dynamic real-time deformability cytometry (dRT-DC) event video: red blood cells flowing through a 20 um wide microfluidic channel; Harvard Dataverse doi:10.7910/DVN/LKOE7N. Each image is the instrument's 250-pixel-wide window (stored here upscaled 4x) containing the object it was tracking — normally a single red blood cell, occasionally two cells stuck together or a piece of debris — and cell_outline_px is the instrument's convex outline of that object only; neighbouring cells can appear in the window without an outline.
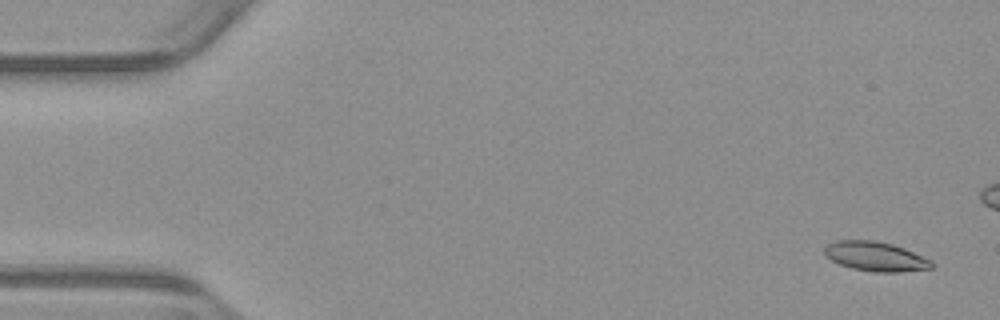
{"species": "common noctule bat (a hibernating species)", "species_latin": "Nyctalus noctula", "temperature_condition": "warm", "stored_images_in_passage": 56, "camera_frame_rate_fps": 3000, "um_per_image_px": 0.085, "animal": {"sex": "male", "body_mass_g": 23.1, "forearm_length_mm": 52.7}, "frame": {"image": 1, "passage_image": 3, "time_ms": 0.667, "image_size_px": [1000, 320], "cell_outline_px": [[936, 264], [932, 268], [900, 272], [876, 272], [852, 268], [840, 264], [824, 256], [824, 248], [828, 244], [836, 240], [872, 240], [892, 244], [904, 248], [932, 260]], "centroid_in_image_um": [74.43, 21.8], "position_along_channel_um": 10.6, "area_um2": 18.44}}
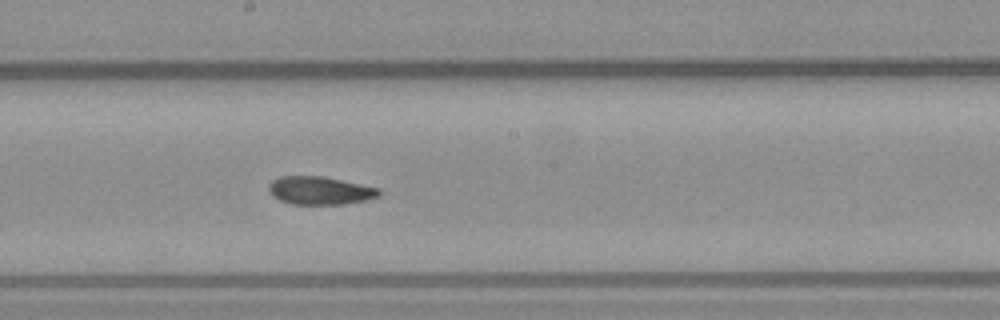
{"frame": {"image": 2, "passage_image": 30, "time_ms": 9.667, "image_size_px": [1000, 320], "cell_outline_px": [[380, 196], [364, 200], [344, 204], [292, 204], [280, 200], [268, 188], [268, 184], [272, 180], [280, 176], [320, 176], [380, 188]], "centroid_in_image_um": [27.2, 16.19], "position_along_channel_um": 221.0, "area_um2": 17.74}}
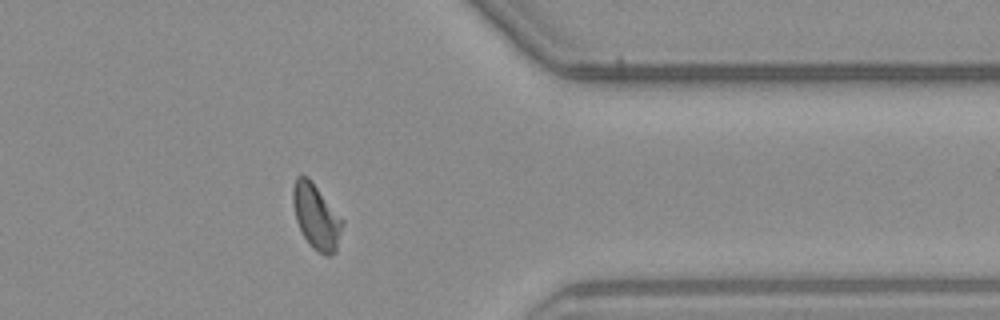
{"frame": {"image": 3, "passage_image": 44, "time_ms": 14.333, "image_size_px": [1000, 320], "cell_outline_px": [[344, 224], [336, 252], [328, 256], [324, 256], [312, 248], [308, 244], [296, 220], [292, 204], [292, 188], [296, 176], [308, 176], [344, 220]], "centroid_in_image_um": [26.88, 18.43], "position_along_channel_um": 384.5, "area_um2": 19.02}, "authors_computed_cell_mechanics": {"area_um2": 18.4093, "velocity_mm_per_s": 3.8307, "shape_relaxation_time_tau1_ms": null, "shape_relaxation_time_tau2_ms": 3.2669, "deformation_change_tau1": null, "deformation_change_tau2": 0.0945}}